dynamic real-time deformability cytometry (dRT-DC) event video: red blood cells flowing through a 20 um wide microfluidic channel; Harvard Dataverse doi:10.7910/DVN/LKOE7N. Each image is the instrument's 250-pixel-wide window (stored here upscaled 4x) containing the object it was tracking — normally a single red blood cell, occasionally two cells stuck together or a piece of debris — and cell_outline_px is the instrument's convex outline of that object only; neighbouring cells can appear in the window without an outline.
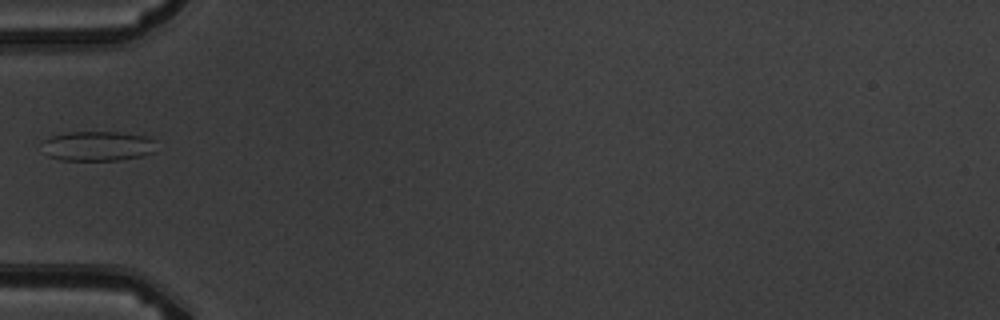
{"species": "common noctule bat (a hibernating species)", "species_latin": "Nyctalus noctula", "temperature_condition": "warm", "stored_images_in_passage": 3, "camera_frame_rate_fps": 3000, "um_per_image_px": 0.085, "animal": {"sex": "male", "body_mass_g": 19.5, "forearm_length_mm": 54.6}, "frame": {"image": 1, "passage_image": 3, "time_ms": 2.333, "image_size_px": [1000, 320], "cell_outline_px": [[156, 152], [144, 156], [116, 160], [60, 160], [48, 156], [44, 140], [52, 136], [68, 132], [116, 132], [148, 136], [156, 140]], "centroid_in_image_um": [8.41, 12.41], "position_along_channel_um": 76.6, "area_um2": 19.83}}